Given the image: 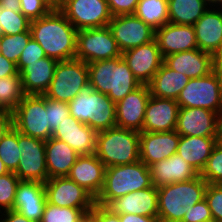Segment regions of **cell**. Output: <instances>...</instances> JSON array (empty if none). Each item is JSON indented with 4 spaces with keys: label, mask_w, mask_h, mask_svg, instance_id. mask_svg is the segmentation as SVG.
Here are the masks:
<instances>
[{
    "label": "cell",
    "mask_w": 222,
    "mask_h": 222,
    "mask_svg": "<svg viewBox=\"0 0 222 222\" xmlns=\"http://www.w3.org/2000/svg\"><path fill=\"white\" fill-rule=\"evenodd\" d=\"M155 40L163 59L174 53L198 49L192 25L166 23L155 30Z\"/></svg>",
    "instance_id": "obj_18"
},
{
    "label": "cell",
    "mask_w": 222,
    "mask_h": 222,
    "mask_svg": "<svg viewBox=\"0 0 222 222\" xmlns=\"http://www.w3.org/2000/svg\"><path fill=\"white\" fill-rule=\"evenodd\" d=\"M217 143L222 145V114L219 116L218 121V137H217Z\"/></svg>",
    "instance_id": "obj_57"
},
{
    "label": "cell",
    "mask_w": 222,
    "mask_h": 222,
    "mask_svg": "<svg viewBox=\"0 0 222 222\" xmlns=\"http://www.w3.org/2000/svg\"><path fill=\"white\" fill-rule=\"evenodd\" d=\"M113 16L134 14L139 0H106Z\"/></svg>",
    "instance_id": "obj_47"
},
{
    "label": "cell",
    "mask_w": 222,
    "mask_h": 222,
    "mask_svg": "<svg viewBox=\"0 0 222 222\" xmlns=\"http://www.w3.org/2000/svg\"><path fill=\"white\" fill-rule=\"evenodd\" d=\"M18 70L16 68V64L8 59H6L0 53V78L7 77L10 75H16Z\"/></svg>",
    "instance_id": "obj_48"
},
{
    "label": "cell",
    "mask_w": 222,
    "mask_h": 222,
    "mask_svg": "<svg viewBox=\"0 0 222 222\" xmlns=\"http://www.w3.org/2000/svg\"><path fill=\"white\" fill-rule=\"evenodd\" d=\"M48 179L65 177L80 156L65 142L51 137L45 144Z\"/></svg>",
    "instance_id": "obj_29"
},
{
    "label": "cell",
    "mask_w": 222,
    "mask_h": 222,
    "mask_svg": "<svg viewBox=\"0 0 222 222\" xmlns=\"http://www.w3.org/2000/svg\"><path fill=\"white\" fill-rule=\"evenodd\" d=\"M70 115L96 132L116 126V104L88 85L68 103Z\"/></svg>",
    "instance_id": "obj_5"
},
{
    "label": "cell",
    "mask_w": 222,
    "mask_h": 222,
    "mask_svg": "<svg viewBox=\"0 0 222 222\" xmlns=\"http://www.w3.org/2000/svg\"><path fill=\"white\" fill-rule=\"evenodd\" d=\"M120 222H159L158 217H148L136 214H118Z\"/></svg>",
    "instance_id": "obj_51"
},
{
    "label": "cell",
    "mask_w": 222,
    "mask_h": 222,
    "mask_svg": "<svg viewBox=\"0 0 222 222\" xmlns=\"http://www.w3.org/2000/svg\"><path fill=\"white\" fill-rule=\"evenodd\" d=\"M108 27L121 52L155 40V29L134 14L113 16Z\"/></svg>",
    "instance_id": "obj_12"
},
{
    "label": "cell",
    "mask_w": 222,
    "mask_h": 222,
    "mask_svg": "<svg viewBox=\"0 0 222 222\" xmlns=\"http://www.w3.org/2000/svg\"><path fill=\"white\" fill-rule=\"evenodd\" d=\"M121 56L141 85L151 82L164 61L156 40L128 49Z\"/></svg>",
    "instance_id": "obj_14"
},
{
    "label": "cell",
    "mask_w": 222,
    "mask_h": 222,
    "mask_svg": "<svg viewBox=\"0 0 222 222\" xmlns=\"http://www.w3.org/2000/svg\"><path fill=\"white\" fill-rule=\"evenodd\" d=\"M157 191L159 222H181L187 207L181 206L180 182L160 186Z\"/></svg>",
    "instance_id": "obj_31"
},
{
    "label": "cell",
    "mask_w": 222,
    "mask_h": 222,
    "mask_svg": "<svg viewBox=\"0 0 222 222\" xmlns=\"http://www.w3.org/2000/svg\"><path fill=\"white\" fill-rule=\"evenodd\" d=\"M150 96L148 85H141L116 103V126L142 132Z\"/></svg>",
    "instance_id": "obj_16"
},
{
    "label": "cell",
    "mask_w": 222,
    "mask_h": 222,
    "mask_svg": "<svg viewBox=\"0 0 222 222\" xmlns=\"http://www.w3.org/2000/svg\"><path fill=\"white\" fill-rule=\"evenodd\" d=\"M98 222H120V219L109 207L98 205Z\"/></svg>",
    "instance_id": "obj_49"
},
{
    "label": "cell",
    "mask_w": 222,
    "mask_h": 222,
    "mask_svg": "<svg viewBox=\"0 0 222 222\" xmlns=\"http://www.w3.org/2000/svg\"><path fill=\"white\" fill-rule=\"evenodd\" d=\"M179 107L205 108L222 114V76L213 70L207 76L191 78L181 90L177 100Z\"/></svg>",
    "instance_id": "obj_6"
},
{
    "label": "cell",
    "mask_w": 222,
    "mask_h": 222,
    "mask_svg": "<svg viewBox=\"0 0 222 222\" xmlns=\"http://www.w3.org/2000/svg\"><path fill=\"white\" fill-rule=\"evenodd\" d=\"M19 182L20 179L14 172H8L0 176V214H2L3 210H13L16 189Z\"/></svg>",
    "instance_id": "obj_40"
},
{
    "label": "cell",
    "mask_w": 222,
    "mask_h": 222,
    "mask_svg": "<svg viewBox=\"0 0 222 222\" xmlns=\"http://www.w3.org/2000/svg\"><path fill=\"white\" fill-rule=\"evenodd\" d=\"M200 176L208 184H222V145L219 143L213 148Z\"/></svg>",
    "instance_id": "obj_41"
},
{
    "label": "cell",
    "mask_w": 222,
    "mask_h": 222,
    "mask_svg": "<svg viewBox=\"0 0 222 222\" xmlns=\"http://www.w3.org/2000/svg\"><path fill=\"white\" fill-rule=\"evenodd\" d=\"M208 183L200 174L191 180L180 182L181 206H194L205 198V190Z\"/></svg>",
    "instance_id": "obj_39"
},
{
    "label": "cell",
    "mask_w": 222,
    "mask_h": 222,
    "mask_svg": "<svg viewBox=\"0 0 222 222\" xmlns=\"http://www.w3.org/2000/svg\"><path fill=\"white\" fill-rule=\"evenodd\" d=\"M213 222H222V184H208L205 190Z\"/></svg>",
    "instance_id": "obj_43"
},
{
    "label": "cell",
    "mask_w": 222,
    "mask_h": 222,
    "mask_svg": "<svg viewBox=\"0 0 222 222\" xmlns=\"http://www.w3.org/2000/svg\"><path fill=\"white\" fill-rule=\"evenodd\" d=\"M25 95L19 72L0 78V108L13 112Z\"/></svg>",
    "instance_id": "obj_34"
},
{
    "label": "cell",
    "mask_w": 222,
    "mask_h": 222,
    "mask_svg": "<svg viewBox=\"0 0 222 222\" xmlns=\"http://www.w3.org/2000/svg\"><path fill=\"white\" fill-rule=\"evenodd\" d=\"M20 158L18 131L12 126L0 139V159L9 172H15Z\"/></svg>",
    "instance_id": "obj_35"
},
{
    "label": "cell",
    "mask_w": 222,
    "mask_h": 222,
    "mask_svg": "<svg viewBox=\"0 0 222 222\" xmlns=\"http://www.w3.org/2000/svg\"><path fill=\"white\" fill-rule=\"evenodd\" d=\"M210 7L193 26L198 49L213 55L222 45V2H214Z\"/></svg>",
    "instance_id": "obj_21"
},
{
    "label": "cell",
    "mask_w": 222,
    "mask_h": 222,
    "mask_svg": "<svg viewBox=\"0 0 222 222\" xmlns=\"http://www.w3.org/2000/svg\"><path fill=\"white\" fill-rule=\"evenodd\" d=\"M169 68L187 77L200 78L214 70L213 55L200 49L168 55L163 61Z\"/></svg>",
    "instance_id": "obj_25"
},
{
    "label": "cell",
    "mask_w": 222,
    "mask_h": 222,
    "mask_svg": "<svg viewBox=\"0 0 222 222\" xmlns=\"http://www.w3.org/2000/svg\"><path fill=\"white\" fill-rule=\"evenodd\" d=\"M87 67L89 85L115 104L141 86L122 56L88 63Z\"/></svg>",
    "instance_id": "obj_2"
},
{
    "label": "cell",
    "mask_w": 222,
    "mask_h": 222,
    "mask_svg": "<svg viewBox=\"0 0 222 222\" xmlns=\"http://www.w3.org/2000/svg\"><path fill=\"white\" fill-rule=\"evenodd\" d=\"M186 213L181 222H213L208 202L204 198L194 206H187Z\"/></svg>",
    "instance_id": "obj_46"
},
{
    "label": "cell",
    "mask_w": 222,
    "mask_h": 222,
    "mask_svg": "<svg viewBox=\"0 0 222 222\" xmlns=\"http://www.w3.org/2000/svg\"><path fill=\"white\" fill-rule=\"evenodd\" d=\"M52 9H59L62 6L63 0H44Z\"/></svg>",
    "instance_id": "obj_56"
},
{
    "label": "cell",
    "mask_w": 222,
    "mask_h": 222,
    "mask_svg": "<svg viewBox=\"0 0 222 222\" xmlns=\"http://www.w3.org/2000/svg\"><path fill=\"white\" fill-rule=\"evenodd\" d=\"M116 40L108 26L77 32L75 59L86 64L121 57Z\"/></svg>",
    "instance_id": "obj_9"
},
{
    "label": "cell",
    "mask_w": 222,
    "mask_h": 222,
    "mask_svg": "<svg viewBox=\"0 0 222 222\" xmlns=\"http://www.w3.org/2000/svg\"><path fill=\"white\" fill-rule=\"evenodd\" d=\"M97 132L69 115L52 133V137L65 142L79 155H91L96 151Z\"/></svg>",
    "instance_id": "obj_19"
},
{
    "label": "cell",
    "mask_w": 222,
    "mask_h": 222,
    "mask_svg": "<svg viewBox=\"0 0 222 222\" xmlns=\"http://www.w3.org/2000/svg\"><path fill=\"white\" fill-rule=\"evenodd\" d=\"M12 126V112L0 108V139Z\"/></svg>",
    "instance_id": "obj_50"
},
{
    "label": "cell",
    "mask_w": 222,
    "mask_h": 222,
    "mask_svg": "<svg viewBox=\"0 0 222 222\" xmlns=\"http://www.w3.org/2000/svg\"><path fill=\"white\" fill-rule=\"evenodd\" d=\"M107 207L117 214L158 217V191L154 185L113 200Z\"/></svg>",
    "instance_id": "obj_24"
},
{
    "label": "cell",
    "mask_w": 222,
    "mask_h": 222,
    "mask_svg": "<svg viewBox=\"0 0 222 222\" xmlns=\"http://www.w3.org/2000/svg\"><path fill=\"white\" fill-rule=\"evenodd\" d=\"M0 8L20 12V0H0Z\"/></svg>",
    "instance_id": "obj_54"
},
{
    "label": "cell",
    "mask_w": 222,
    "mask_h": 222,
    "mask_svg": "<svg viewBox=\"0 0 222 222\" xmlns=\"http://www.w3.org/2000/svg\"><path fill=\"white\" fill-rule=\"evenodd\" d=\"M189 77L169 68L164 62L148 84L150 95L177 100Z\"/></svg>",
    "instance_id": "obj_30"
},
{
    "label": "cell",
    "mask_w": 222,
    "mask_h": 222,
    "mask_svg": "<svg viewBox=\"0 0 222 222\" xmlns=\"http://www.w3.org/2000/svg\"><path fill=\"white\" fill-rule=\"evenodd\" d=\"M2 215H0V222H34L14 210L4 211Z\"/></svg>",
    "instance_id": "obj_52"
},
{
    "label": "cell",
    "mask_w": 222,
    "mask_h": 222,
    "mask_svg": "<svg viewBox=\"0 0 222 222\" xmlns=\"http://www.w3.org/2000/svg\"><path fill=\"white\" fill-rule=\"evenodd\" d=\"M32 38L56 61L75 59L78 30L59 9L30 22Z\"/></svg>",
    "instance_id": "obj_1"
},
{
    "label": "cell",
    "mask_w": 222,
    "mask_h": 222,
    "mask_svg": "<svg viewBox=\"0 0 222 222\" xmlns=\"http://www.w3.org/2000/svg\"><path fill=\"white\" fill-rule=\"evenodd\" d=\"M214 70L218 71L222 76V68H214Z\"/></svg>",
    "instance_id": "obj_59"
},
{
    "label": "cell",
    "mask_w": 222,
    "mask_h": 222,
    "mask_svg": "<svg viewBox=\"0 0 222 222\" xmlns=\"http://www.w3.org/2000/svg\"><path fill=\"white\" fill-rule=\"evenodd\" d=\"M219 116L205 108L180 107L176 132L180 136L218 137Z\"/></svg>",
    "instance_id": "obj_15"
},
{
    "label": "cell",
    "mask_w": 222,
    "mask_h": 222,
    "mask_svg": "<svg viewBox=\"0 0 222 222\" xmlns=\"http://www.w3.org/2000/svg\"><path fill=\"white\" fill-rule=\"evenodd\" d=\"M155 187L184 182L196 178L199 173L177 153L149 166Z\"/></svg>",
    "instance_id": "obj_26"
},
{
    "label": "cell",
    "mask_w": 222,
    "mask_h": 222,
    "mask_svg": "<svg viewBox=\"0 0 222 222\" xmlns=\"http://www.w3.org/2000/svg\"><path fill=\"white\" fill-rule=\"evenodd\" d=\"M44 57H46L44 49L37 41L31 38L26 47L23 49L20 59L16 64V68L18 72H20L28 64L34 63L36 60H40Z\"/></svg>",
    "instance_id": "obj_45"
},
{
    "label": "cell",
    "mask_w": 222,
    "mask_h": 222,
    "mask_svg": "<svg viewBox=\"0 0 222 222\" xmlns=\"http://www.w3.org/2000/svg\"><path fill=\"white\" fill-rule=\"evenodd\" d=\"M46 193L44 183L20 180L13 205V210L28 220L40 222L45 206Z\"/></svg>",
    "instance_id": "obj_23"
},
{
    "label": "cell",
    "mask_w": 222,
    "mask_h": 222,
    "mask_svg": "<svg viewBox=\"0 0 222 222\" xmlns=\"http://www.w3.org/2000/svg\"><path fill=\"white\" fill-rule=\"evenodd\" d=\"M44 186L47 203L58 207L93 208L95 204V198L67 176L48 179Z\"/></svg>",
    "instance_id": "obj_13"
},
{
    "label": "cell",
    "mask_w": 222,
    "mask_h": 222,
    "mask_svg": "<svg viewBox=\"0 0 222 222\" xmlns=\"http://www.w3.org/2000/svg\"><path fill=\"white\" fill-rule=\"evenodd\" d=\"M214 2H222V0H214Z\"/></svg>",
    "instance_id": "obj_60"
},
{
    "label": "cell",
    "mask_w": 222,
    "mask_h": 222,
    "mask_svg": "<svg viewBox=\"0 0 222 222\" xmlns=\"http://www.w3.org/2000/svg\"><path fill=\"white\" fill-rule=\"evenodd\" d=\"M9 171L5 167L4 163L0 159V176L7 174Z\"/></svg>",
    "instance_id": "obj_58"
},
{
    "label": "cell",
    "mask_w": 222,
    "mask_h": 222,
    "mask_svg": "<svg viewBox=\"0 0 222 222\" xmlns=\"http://www.w3.org/2000/svg\"><path fill=\"white\" fill-rule=\"evenodd\" d=\"M46 111H48V127L54 132L65 118L70 115L68 103L56 101L46 97Z\"/></svg>",
    "instance_id": "obj_42"
},
{
    "label": "cell",
    "mask_w": 222,
    "mask_h": 222,
    "mask_svg": "<svg viewBox=\"0 0 222 222\" xmlns=\"http://www.w3.org/2000/svg\"><path fill=\"white\" fill-rule=\"evenodd\" d=\"M12 125L21 134L49 140L52 131L48 127L45 95H25L12 112Z\"/></svg>",
    "instance_id": "obj_7"
},
{
    "label": "cell",
    "mask_w": 222,
    "mask_h": 222,
    "mask_svg": "<svg viewBox=\"0 0 222 222\" xmlns=\"http://www.w3.org/2000/svg\"><path fill=\"white\" fill-rule=\"evenodd\" d=\"M179 104L174 99L150 96L142 132H167L176 130Z\"/></svg>",
    "instance_id": "obj_20"
},
{
    "label": "cell",
    "mask_w": 222,
    "mask_h": 222,
    "mask_svg": "<svg viewBox=\"0 0 222 222\" xmlns=\"http://www.w3.org/2000/svg\"><path fill=\"white\" fill-rule=\"evenodd\" d=\"M59 10L78 31L106 27L112 18L106 0H63Z\"/></svg>",
    "instance_id": "obj_10"
},
{
    "label": "cell",
    "mask_w": 222,
    "mask_h": 222,
    "mask_svg": "<svg viewBox=\"0 0 222 222\" xmlns=\"http://www.w3.org/2000/svg\"><path fill=\"white\" fill-rule=\"evenodd\" d=\"M214 0H168L169 23L194 25Z\"/></svg>",
    "instance_id": "obj_32"
},
{
    "label": "cell",
    "mask_w": 222,
    "mask_h": 222,
    "mask_svg": "<svg viewBox=\"0 0 222 222\" xmlns=\"http://www.w3.org/2000/svg\"><path fill=\"white\" fill-rule=\"evenodd\" d=\"M213 67L222 68V45L221 47L213 54Z\"/></svg>",
    "instance_id": "obj_55"
},
{
    "label": "cell",
    "mask_w": 222,
    "mask_h": 222,
    "mask_svg": "<svg viewBox=\"0 0 222 222\" xmlns=\"http://www.w3.org/2000/svg\"><path fill=\"white\" fill-rule=\"evenodd\" d=\"M134 15L156 30L169 23L168 0H139Z\"/></svg>",
    "instance_id": "obj_33"
},
{
    "label": "cell",
    "mask_w": 222,
    "mask_h": 222,
    "mask_svg": "<svg viewBox=\"0 0 222 222\" xmlns=\"http://www.w3.org/2000/svg\"><path fill=\"white\" fill-rule=\"evenodd\" d=\"M78 222H98V204H94L91 211L86 212Z\"/></svg>",
    "instance_id": "obj_53"
},
{
    "label": "cell",
    "mask_w": 222,
    "mask_h": 222,
    "mask_svg": "<svg viewBox=\"0 0 222 222\" xmlns=\"http://www.w3.org/2000/svg\"><path fill=\"white\" fill-rule=\"evenodd\" d=\"M180 135L167 132H140V160L150 166L177 153Z\"/></svg>",
    "instance_id": "obj_17"
},
{
    "label": "cell",
    "mask_w": 222,
    "mask_h": 222,
    "mask_svg": "<svg viewBox=\"0 0 222 222\" xmlns=\"http://www.w3.org/2000/svg\"><path fill=\"white\" fill-rule=\"evenodd\" d=\"M105 170V165L95 154L80 155L67 177L96 199L104 186Z\"/></svg>",
    "instance_id": "obj_22"
},
{
    "label": "cell",
    "mask_w": 222,
    "mask_h": 222,
    "mask_svg": "<svg viewBox=\"0 0 222 222\" xmlns=\"http://www.w3.org/2000/svg\"><path fill=\"white\" fill-rule=\"evenodd\" d=\"M152 186L149 167L141 160L132 164L109 166L105 170L103 189L95 203L108 206L118 197Z\"/></svg>",
    "instance_id": "obj_3"
},
{
    "label": "cell",
    "mask_w": 222,
    "mask_h": 222,
    "mask_svg": "<svg viewBox=\"0 0 222 222\" xmlns=\"http://www.w3.org/2000/svg\"><path fill=\"white\" fill-rule=\"evenodd\" d=\"M88 85V67L84 61H59L50 87L44 95L56 101L69 103Z\"/></svg>",
    "instance_id": "obj_8"
},
{
    "label": "cell",
    "mask_w": 222,
    "mask_h": 222,
    "mask_svg": "<svg viewBox=\"0 0 222 222\" xmlns=\"http://www.w3.org/2000/svg\"><path fill=\"white\" fill-rule=\"evenodd\" d=\"M30 20L21 12L0 8V34L15 35L30 29Z\"/></svg>",
    "instance_id": "obj_38"
},
{
    "label": "cell",
    "mask_w": 222,
    "mask_h": 222,
    "mask_svg": "<svg viewBox=\"0 0 222 222\" xmlns=\"http://www.w3.org/2000/svg\"><path fill=\"white\" fill-rule=\"evenodd\" d=\"M92 208L58 207L46 202L40 222H78Z\"/></svg>",
    "instance_id": "obj_37"
},
{
    "label": "cell",
    "mask_w": 222,
    "mask_h": 222,
    "mask_svg": "<svg viewBox=\"0 0 222 222\" xmlns=\"http://www.w3.org/2000/svg\"><path fill=\"white\" fill-rule=\"evenodd\" d=\"M20 6V12L30 21L37 20L52 10L44 0H20Z\"/></svg>",
    "instance_id": "obj_44"
},
{
    "label": "cell",
    "mask_w": 222,
    "mask_h": 222,
    "mask_svg": "<svg viewBox=\"0 0 222 222\" xmlns=\"http://www.w3.org/2000/svg\"><path fill=\"white\" fill-rule=\"evenodd\" d=\"M94 154L106 168L135 163L140 160V132L117 126L97 132Z\"/></svg>",
    "instance_id": "obj_4"
},
{
    "label": "cell",
    "mask_w": 222,
    "mask_h": 222,
    "mask_svg": "<svg viewBox=\"0 0 222 222\" xmlns=\"http://www.w3.org/2000/svg\"><path fill=\"white\" fill-rule=\"evenodd\" d=\"M58 61L44 57L28 64L20 72L26 95H44L50 87Z\"/></svg>",
    "instance_id": "obj_27"
},
{
    "label": "cell",
    "mask_w": 222,
    "mask_h": 222,
    "mask_svg": "<svg viewBox=\"0 0 222 222\" xmlns=\"http://www.w3.org/2000/svg\"><path fill=\"white\" fill-rule=\"evenodd\" d=\"M45 144L46 141L42 139L26 136L18 131V146L21 158L14 173L20 180L42 183L48 180Z\"/></svg>",
    "instance_id": "obj_11"
},
{
    "label": "cell",
    "mask_w": 222,
    "mask_h": 222,
    "mask_svg": "<svg viewBox=\"0 0 222 222\" xmlns=\"http://www.w3.org/2000/svg\"><path fill=\"white\" fill-rule=\"evenodd\" d=\"M32 38L30 29L15 35L0 34V53L8 60L17 64L23 49Z\"/></svg>",
    "instance_id": "obj_36"
},
{
    "label": "cell",
    "mask_w": 222,
    "mask_h": 222,
    "mask_svg": "<svg viewBox=\"0 0 222 222\" xmlns=\"http://www.w3.org/2000/svg\"><path fill=\"white\" fill-rule=\"evenodd\" d=\"M216 144L217 137L180 136L177 154L200 174Z\"/></svg>",
    "instance_id": "obj_28"
}]
</instances>
